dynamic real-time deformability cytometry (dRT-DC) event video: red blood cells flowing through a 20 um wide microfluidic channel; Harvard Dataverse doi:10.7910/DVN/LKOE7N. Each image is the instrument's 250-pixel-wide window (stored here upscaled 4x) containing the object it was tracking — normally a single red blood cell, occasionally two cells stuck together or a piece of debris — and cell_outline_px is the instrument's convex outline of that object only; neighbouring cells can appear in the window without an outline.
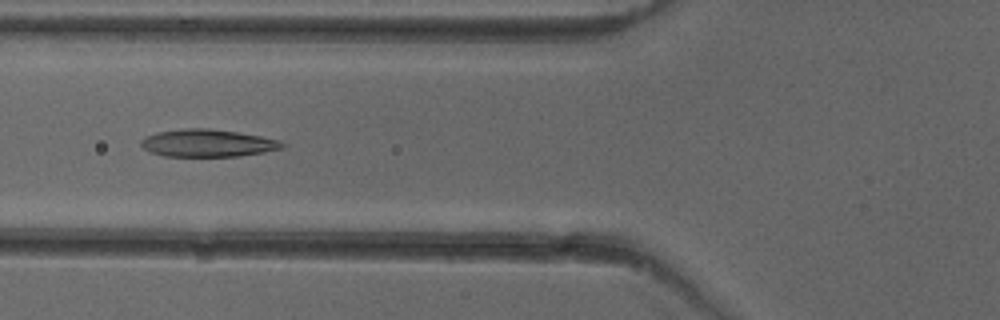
{"species": "common noctule bat (a hibernating species)", "species_latin": "Nyctalus noctula", "temperature_condition": "cold", "stored_images_in_passage": 52, "camera_frame_rate_fps": 3000, "um_per_image_px": 0.085, "animal": {"sex": "female"}, "frame": {"image": 1, "passage_image": 20, "time_ms": 6.333, "image_size_px": [1000, 320], "cell_outline_px": [[288, 144], [284, 148], [264, 152], [240, 156], [164, 156], [148, 152], [140, 144], [140, 140], [156, 132], [184, 128], [208, 128], [236, 132], [260, 136], [280, 140]], "centroid_in_image_um": [17.67, 12.16], "position_along_channel_um": 108.1, "area_um2": 22.72}}
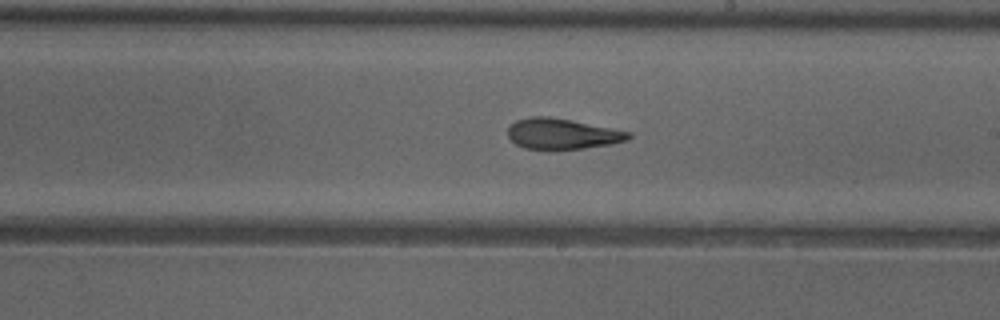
{"frame": {"image": 2, "passage_image": 30, "time_ms": 9.667, "image_size_px": [1000, 320], "cell_outline_px": [[632, 136], [628, 140], [608, 144], [584, 148], [524, 148], [516, 144], [508, 136], [508, 128], [516, 120], [528, 116], [548, 116], [572, 120], [632, 132]], "centroid_in_image_um": [47.79, 11.35], "position_along_channel_um": 241.2, "area_um2": 21.27}}
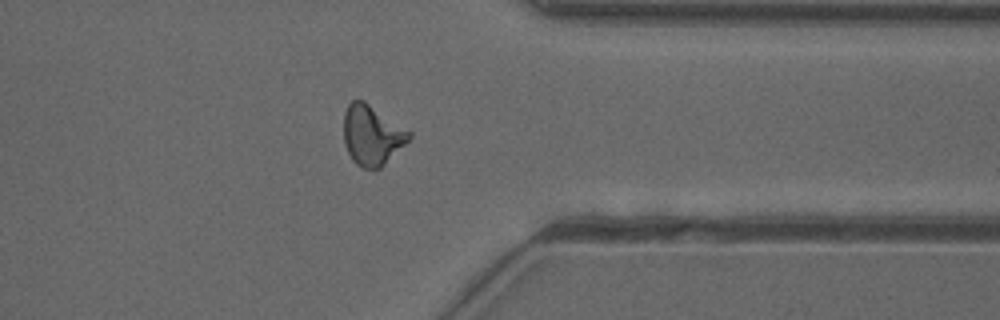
{"frame": {"image": 3, "passage_image": 41, "time_ms": 13.333, "image_size_px": [1000, 320], "cell_outline_px": [[412, 136], [380, 168], [364, 168], [356, 164], [352, 160], [344, 144], [344, 112], [348, 104], [352, 100], [364, 100], [412, 132]], "centroid_in_image_um": [31.6, 11.46], "position_along_channel_um": 379.8, "area_um2": 22.66}, "authors_computed_cell_mechanics": {"area_um2": 22.253, "velocity_mm_per_s": 3.9795, "shape_relaxation_time_tau1_ms": 9.0306, "shape_relaxation_time_tau2_ms": 2.7591, "deformation_change_tau1": 0.2184, "deformation_change_tau2": 0.1139}}